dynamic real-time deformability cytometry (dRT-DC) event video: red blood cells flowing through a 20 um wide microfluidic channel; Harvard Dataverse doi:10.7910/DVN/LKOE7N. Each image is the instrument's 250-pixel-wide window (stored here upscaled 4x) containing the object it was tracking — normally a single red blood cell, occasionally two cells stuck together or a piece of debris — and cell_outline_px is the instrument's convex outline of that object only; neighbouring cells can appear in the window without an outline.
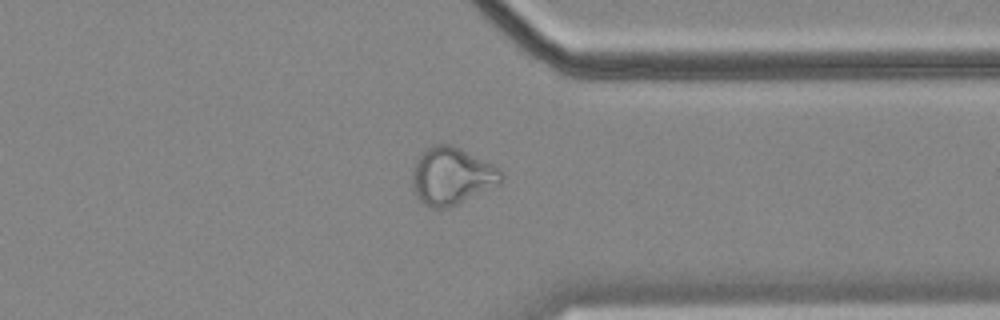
{"species": "common noctule bat (a hibernating species)", "species_latin": "Nyctalus noctula", "temperature_condition": "cold", "stored_images_in_passage": 45, "camera_frame_rate_fps": 3000, "um_per_image_px": 0.085, "animal": {"sex": "female", "body_mass_g": 18.4}, "frame": {"image": 1, "passage_image": 32, "time_ms": 10.333, "image_size_px": [1000, 320], "cell_outline_px": [[504, 180], [500, 184], [448, 208], [432, 208], [424, 204], [412, 192], [412, 172], [416, 160], [432, 144], [452, 144], [500, 168], [504, 176]], "centroid_in_image_um": [38.4, 14.97], "position_along_channel_um": 373.0, "area_um2": 29.77}, "authors_computed_cell_mechanics": {"area_um2": 29.3046, "velocity_mm_per_s": 3.5571, "shape_relaxation_time_tau1_ms": null, "shape_relaxation_time_tau2_ms": 4.2704, "deformation_change_tau1": null, "deformation_change_tau2": 0.1137}}